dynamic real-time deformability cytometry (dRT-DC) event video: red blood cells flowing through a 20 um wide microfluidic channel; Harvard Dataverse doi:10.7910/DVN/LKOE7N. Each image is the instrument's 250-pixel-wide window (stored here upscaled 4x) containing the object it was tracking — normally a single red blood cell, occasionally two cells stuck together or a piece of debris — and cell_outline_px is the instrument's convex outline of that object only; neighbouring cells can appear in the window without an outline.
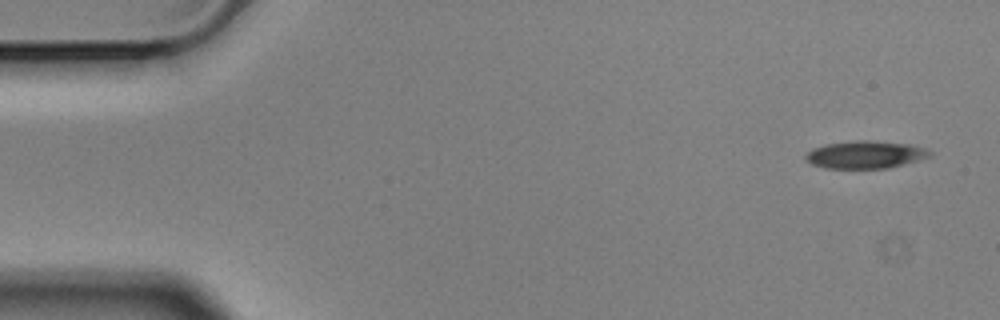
{"species": "Egyptian fruit bat (a non-hibernating species)", "species_latin": "Rousettus aegyptiacus", "temperature_condition": "cold", "stored_images_in_passage": 6, "camera_frame_rate_fps": 3000, "um_per_image_px": 0.085, "animal": {"sex": "male"}, "frame": {"image": 1, "passage_image": 1, "time_ms": 0.0, "image_size_px": [1000, 320], "cell_outline_px": [[932, 156], [888, 168], [824, 168], [812, 164], [804, 156], [812, 148], [824, 144], [856, 140], [864, 140], [908, 144], [924, 148], [932, 152]], "centroid_in_image_um": [73.53, 13.14], "position_along_channel_um": 11.5, "area_um2": 19.77}}
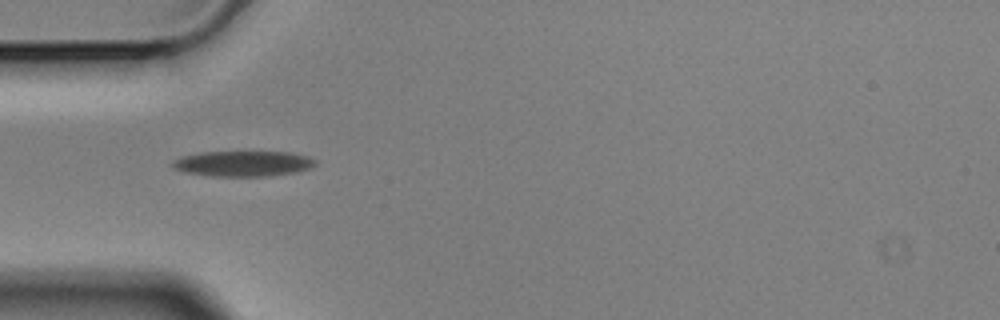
{"frame": {"image": 2, "passage_image": 5, "time_ms": 1.333, "image_size_px": [1000, 320], "cell_outline_px": [[316, 164], [312, 168], [296, 172], [272, 176], [212, 176], [184, 172], [172, 168], [172, 160], [180, 156], [200, 152], [292, 152], [308, 156], [316, 160]], "centroid_in_image_um": [20.66, 13.9], "position_along_channel_um": 64.3, "area_um2": 21.5}}
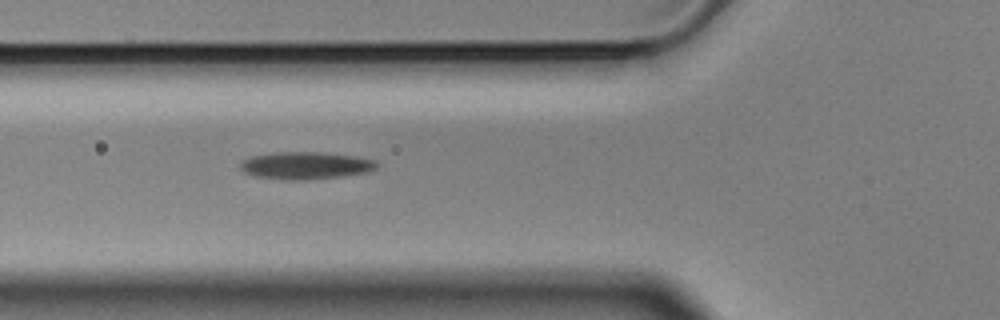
{"frame": {"image": 3, "passage_image": 6, "time_ms": 1.667, "image_size_px": [1000, 320], "cell_outline_px": [[380, 164], [376, 168], [368, 172], [304, 180], [288, 180], [256, 176], [244, 172], [240, 168], [240, 164], [244, 160], [252, 156], [276, 152], [324, 152], [356, 156], [376, 160]], "centroid_in_image_um": [26.01, 14.05], "position_along_channel_um": 99.8, "area_um2": 21.62}}